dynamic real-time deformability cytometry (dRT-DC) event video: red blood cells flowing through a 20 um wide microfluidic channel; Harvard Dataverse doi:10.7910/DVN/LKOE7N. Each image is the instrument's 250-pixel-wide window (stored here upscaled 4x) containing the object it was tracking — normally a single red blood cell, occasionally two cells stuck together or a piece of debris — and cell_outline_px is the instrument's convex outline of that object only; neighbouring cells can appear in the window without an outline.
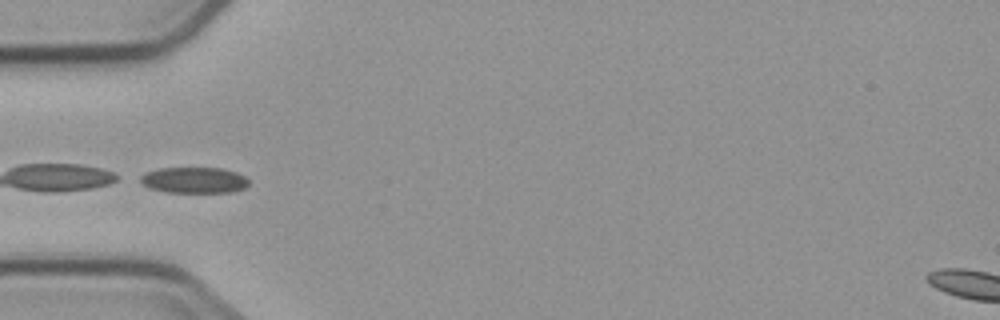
{"species": "common noctule bat (a hibernating species)", "species_latin": "Nyctalus noctula", "temperature_condition": "cold", "stored_images_in_passage": 6, "camera_frame_rate_fps": 3000, "um_per_image_px": 0.085, "animal": {"sex": "male", "body_mass_g": 23.1, "forearm_length_mm": 52.7}, "frame": {"image": 1, "passage_image": 5, "time_ms": 4.667, "image_size_px": [1000, 320], "cell_outline_px": [[248, 184], [244, 188], [232, 192], [164, 192], [148, 188], [136, 176], [144, 172], [160, 168], [220, 168], [236, 172], [244, 176], [248, 180]], "centroid_in_image_um": [16.43, 15.31], "position_along_channel_um": 68.6, "area_um2": 16.53}}
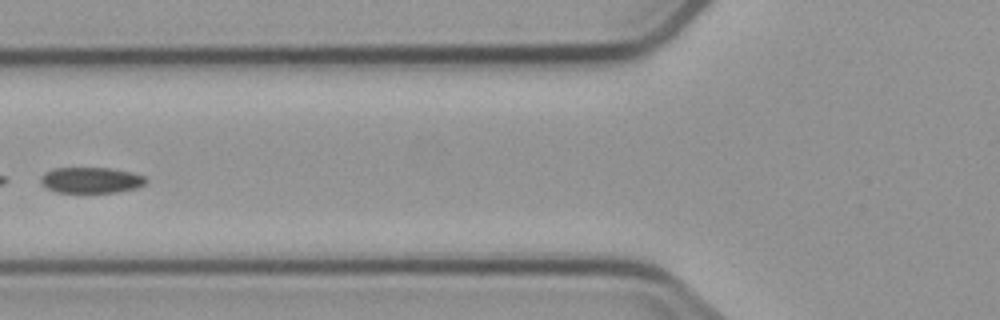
{"frame": {"image": 2, "passage_image": 6, "time_ms": 6.0, "image_size_px": [1000, 320], "cell_outline_px": [[148, 180], [144, 184], [136, 188], [116, 192], [56, 192], [48, 188], [40, 180], [40, 176], [44, 172], [52, 168], [112, 168], [132, 172], [144, 176]], "centroid_in_image_um": [7.74, 15.3], "position_along_channel_um": 118.1, "area_um2": 15.84}}